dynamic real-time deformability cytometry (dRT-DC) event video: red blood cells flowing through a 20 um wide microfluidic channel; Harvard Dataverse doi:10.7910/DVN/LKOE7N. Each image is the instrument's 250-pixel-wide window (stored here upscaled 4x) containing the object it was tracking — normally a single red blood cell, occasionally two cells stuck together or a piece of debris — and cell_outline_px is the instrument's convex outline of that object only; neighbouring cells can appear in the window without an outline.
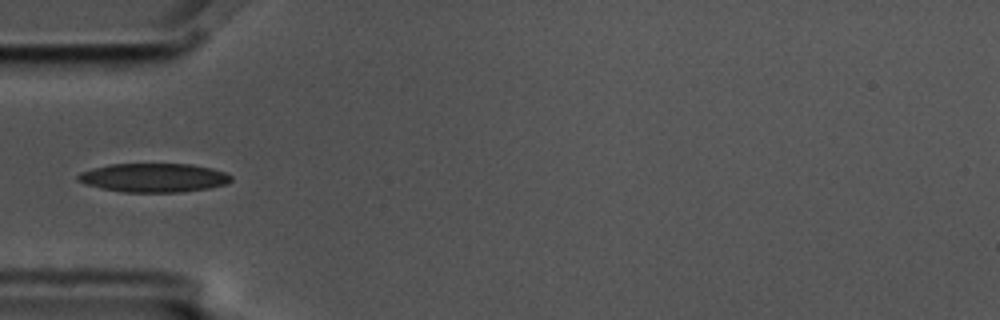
{"species": "common noctule bat (a hibernating species)", "species_latin": "Nyctalus noctula", "temperature_condition": "cold", "stored_images_in_passage": 11, "camera_frame_rate_fps": 3000, "um_per_image_px": 0.085, "animal": {"sex": "male", "body_mass_g": 17.5, "forearm_length_mm": 52.3}, "frame": {"image": 1, "passage_image": 5, "time_ms": 1.333, "image_size_px": [1000, 320], "cell_outline_px": [[232, 180], [228, 184], [208, 188], [180, 192], [124, 192], [100, 188], [76, 180], [76, 176], [80, 172], [92, 168], [108, 164], [192, 164], [212, 168], [224, 172], [232, 176]], "centroid_in_image_um": [13.07, 15.1], "position_along_channel_um": 71.9, "area_um2": 25.84}}
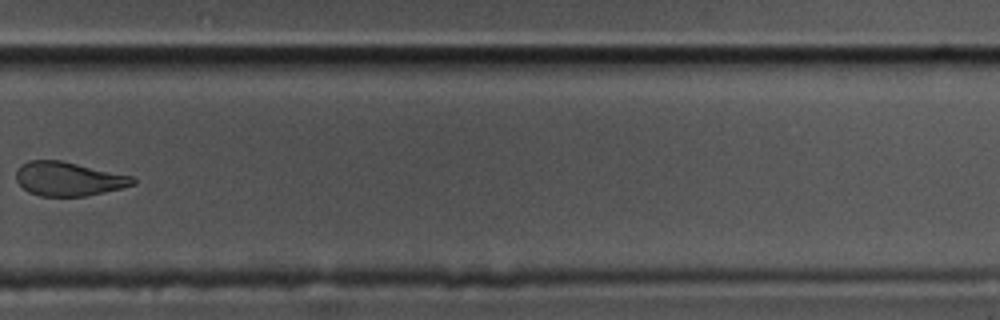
{"frame": {"image": 2, "passage_image": 11, "time_ms": 3.333, "image_size_px": [1000, 320], "cell_outline_px": [[136, 184], [104, 192], [84, 196], [40, 196], [28, 192], [16, 180], [16, 172], [20, 164], [28, 160], [60, 160], [132, 176], [136, 180]], "centroid_in_image_um": [5.79, 15.2], "position_along_channel_um": 324.0, "area_um2": 23.0}}